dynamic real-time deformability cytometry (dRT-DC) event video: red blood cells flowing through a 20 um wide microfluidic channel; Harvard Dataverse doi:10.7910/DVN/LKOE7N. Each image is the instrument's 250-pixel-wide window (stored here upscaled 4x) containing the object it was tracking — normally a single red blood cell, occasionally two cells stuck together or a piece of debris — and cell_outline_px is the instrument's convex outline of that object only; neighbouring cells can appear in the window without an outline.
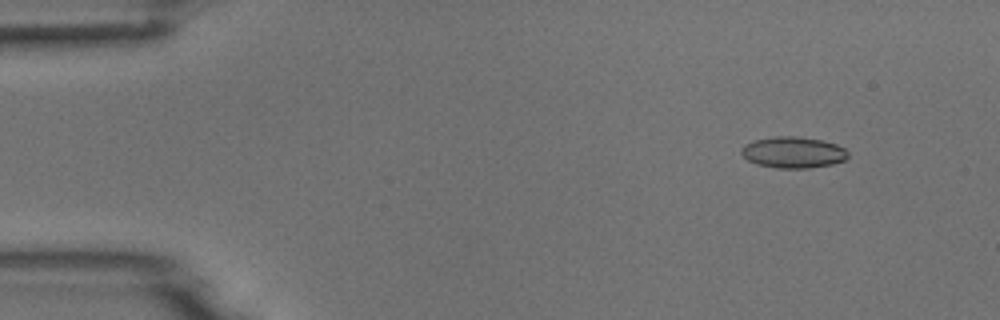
{"species": "common noctule bat (a hibernating species)", "species_latin": "Nyctalus noctula", "temperature_condition": "room temperature", "stored_images_in_passage": 5, "camera_frame_rate_fps": 3000, "um_per_image_px": 0.085, "animal": {"sex": "male", "body_mass_g": 18.8}, "frame": {"image": 1, "passage_image": 2, "time_ms": 1.0, "image_size_px": [1000, 320], "cell_outline_px": [[848, 156], [844, 160], [832, 164], [808, 168], [780, 168], [756, 164], [748, 160], [740, 152], [740, 148], [744, 144], [752, 140], [776, 136], [796, 136], [824, 140], [836, 144], [844, 148], [848, 152]], "centroid_in_image_um": [67.4, 12.94], "position_along_channel_um": 17.6, "area_um2": 19.54}}
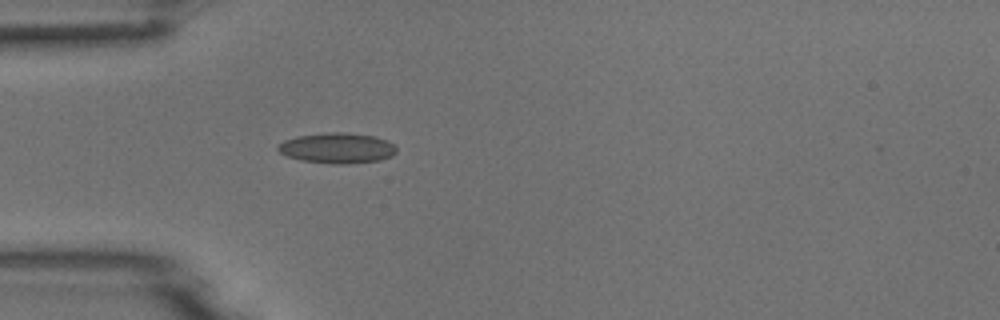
{"frame": {"image": 2, "passage_image": 5, "time_ms": 4.333, "image_size_px": [1000, 320], "cell_outline_px": [[396, 152], [392, 156], [380, 160], [348, 164], [332, 164], [300, 160], [288, 156], [280, 152], [276, 148], [284, 140], [296, 136], [328, 132], [344, 132], [376, 136], [388, 140], [396, 148]], "centroid_in_image_um": [28.68, 12.58], "position_along_channel_um": 56.3, "area_um2": 21.15}}